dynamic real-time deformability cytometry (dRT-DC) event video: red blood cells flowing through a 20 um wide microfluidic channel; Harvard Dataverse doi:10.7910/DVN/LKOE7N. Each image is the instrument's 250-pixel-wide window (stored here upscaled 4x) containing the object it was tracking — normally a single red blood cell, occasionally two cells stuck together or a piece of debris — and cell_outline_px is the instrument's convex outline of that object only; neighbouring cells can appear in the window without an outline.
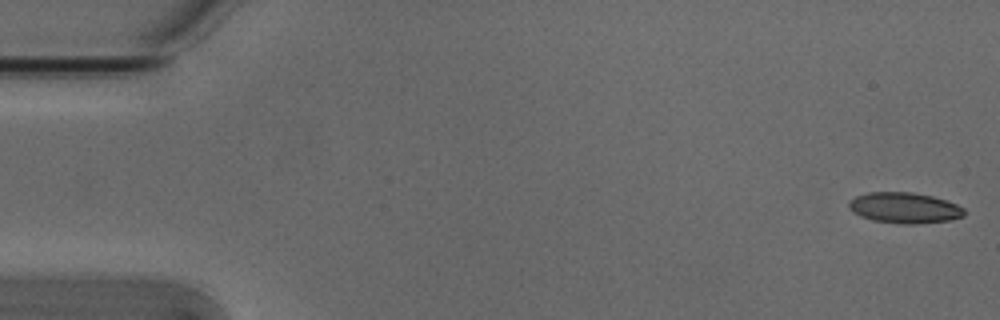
{"species": "Egyptian fruit bat (a non-hibernating species)", "species_latin": "Rousettus aegyptiacus", "temperature_condition": "cold", "stored_images_in_passage": 47, "camera_frame_rate_fps": 3000, "um_per_image_px": 0.085, "animal": {"sex": "male"}, "frame": {"image": 1, "passage_image": 1, "time_ms": 0.0, "image_size_px": [1000, 320], "cell_outline_px": [[964, 216], [948, 220], [916, 224], [900, 224], [872, 220], [860, 216], [852, 212], [848, 208], [848, 200], [856, 196], [868, 192], [912, 192], [932, 196], [956, 204], [964, 208]], "centroid_in_image_um": [76.83, 17.67], "position_along_channel_um": 8.2, "area_um2": 20.75}}
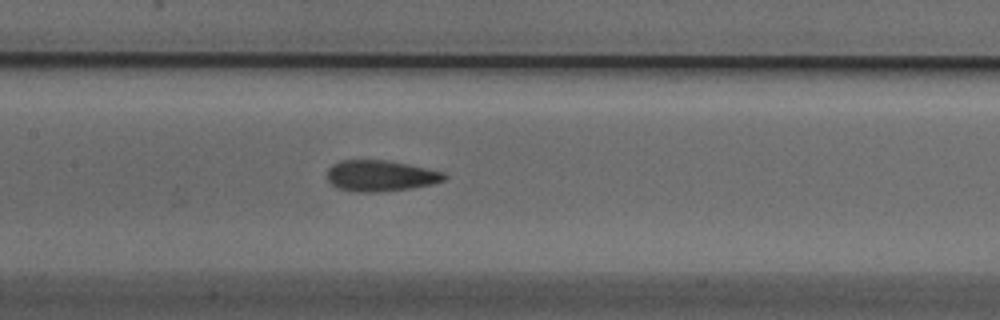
{"frame": {"image": 2, "passage_image": 25, "time_ms": 8.0, "image_size_px": [1000, 320], "cell_outline_px": [[448, 176], [444, 180], [432, 184], [408, 188], [380, 192], [356, 192], [340, 188], [332, 184], [328, 180], [328, 168], [332, 164], [340, 160], [384, 160], [408, 164], [444, 172]], "centroid_in_image_um": [32.34, 14.93], "position_along_channel_um": 175.1, "area_um2": 21.04}}
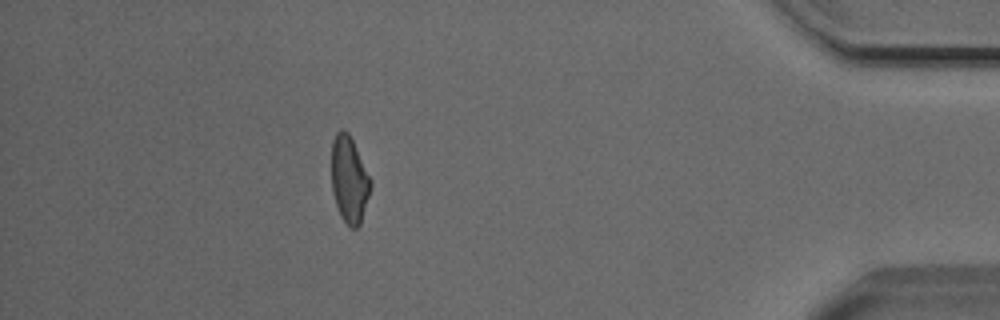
{"frame": {"image": 3, "passage_image": 47, "time_ms": 15.333, "image_size_px": [1000, 320], "cell_outline_px": [[372, 184], [360, 224], [356, 228], [352, 228], [340, 216], [332, 192], [332, 140], [336, 132], [340, 128], [344, 128], [348, 132], [372, 180]], "centroid_in_image_um": [29.68, 15.23], "position_along_channel_um": 405.5, "area_um2": 19.65}, "authors_computed_cell_mechanics": {"area_um2": 20.808, "velocity_mm_per_s": 3.8531, "shape_relaxation_time_tau1_ms": 4.1145, "shape_relaxation_time_tau2_ms": 2.0046, "deformation_change_tau1": 0.1277, "deformation_change_tau2": 0.0826}}